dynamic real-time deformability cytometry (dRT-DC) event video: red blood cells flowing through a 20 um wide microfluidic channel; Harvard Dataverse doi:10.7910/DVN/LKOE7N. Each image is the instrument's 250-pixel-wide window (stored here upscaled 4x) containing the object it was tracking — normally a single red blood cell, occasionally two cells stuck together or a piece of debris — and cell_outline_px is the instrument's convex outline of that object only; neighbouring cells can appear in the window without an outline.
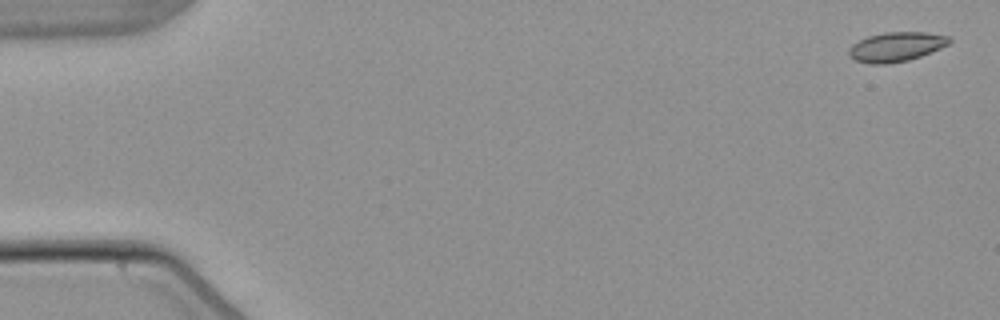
{"species": "common noctule bat (a hibernating species)", "species_latin": "Nyctalus noctula", "temperature_condition": "warm", "stored_images_in_passage": 4, "camera_frame_rate_fps": 3000, "um_per_image_px": 0.085, "animal": {"sex": "male", "body_mass_g": 21.5, "forearm_length_mm": 52.0}, "frame": {"image": 1, "passage_image": 1, "time_ms": 0.0, "image_size_px": [1000, 320], "cell_outline_px": [[952, 40], [948, 44], [940, 48], [920, 56], [908, 60], [888, 64], [868, 64], [856, 60], [848, 56], [848, 48], [852, 44], [868, 36], [884, 32], [924, 32], [948, 36]], "centroid_in_image_um": [76.14, 3.98], "position_along_channel_um": 8.9, "area_um2": 17.22}}
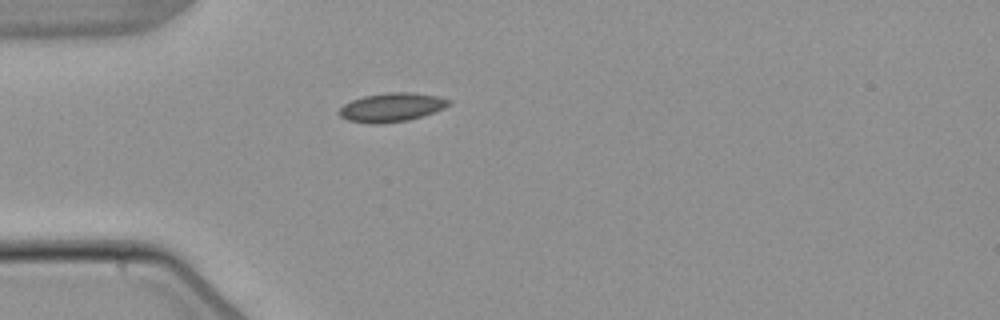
{"frame": {"image": 2, "passage_image": 4, "time_ms": 4.667, "image_size_px": [1000, 320], "cell_outline_px": [[452, 104], [444, 108], [424, 116], [408, 120], [380, 124], [372, 124], [348, 120], [340, 116], [336, 112], [344, 104], [352, 100], [364, 96], [388, 92], [412, 92], [440, 96], [452, 100]], "centroid_in_image_um": [33.32, 9.12], "position_along_channel_um": 51.7, "area_um2": 18.67}}